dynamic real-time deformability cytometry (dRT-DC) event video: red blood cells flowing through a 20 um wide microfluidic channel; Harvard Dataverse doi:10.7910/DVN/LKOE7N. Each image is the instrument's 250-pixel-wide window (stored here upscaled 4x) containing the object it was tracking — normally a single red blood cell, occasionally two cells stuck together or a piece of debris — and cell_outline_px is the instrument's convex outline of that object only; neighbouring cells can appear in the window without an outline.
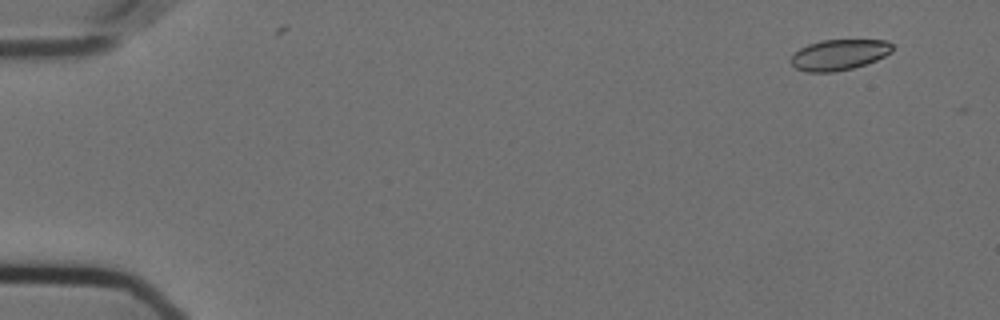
{"species": "Egyptian fruit bat (a non-hibernating species)", "species_latin": "Rousettus aegyptiacus", "temperature_condition": "cold", "stored_images_in_passage": 2, "camera_frame_rate_fps": 3000, "um_per_image_px": 0.085, "animal": {"sex": "female"}, "frame": {"image": 1, "passage_image": 1, "time_ms": 0.0, "image_size_px": [1000, 320], "cell_outline_px": [[892, 52], [876, 60], [852, 68], [832, 72], [804, 72], [796, 68], [792, 64], [792, 56], [800, 48], [808, 44], [820, 40], [888, 40], [892, 44]], "centroid_in_image_um": [71.33, 4.65], "position_along_channel_um": 13.7, "area_um2": 18.03}}